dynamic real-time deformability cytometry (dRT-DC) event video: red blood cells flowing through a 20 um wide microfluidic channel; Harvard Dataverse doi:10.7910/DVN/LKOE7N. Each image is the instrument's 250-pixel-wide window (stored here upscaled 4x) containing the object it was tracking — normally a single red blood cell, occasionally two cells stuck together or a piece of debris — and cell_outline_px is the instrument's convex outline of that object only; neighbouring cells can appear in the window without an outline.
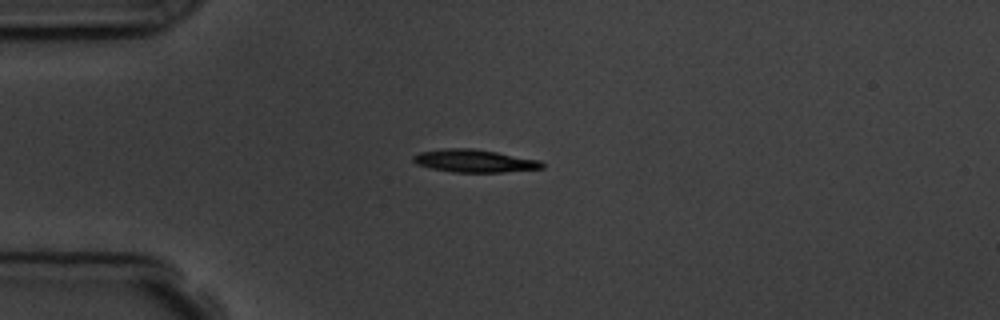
{"species": "common noctule bat (a hibernating species)", "species_latin": "Nyctalus noctula", "temperature_condition": "room temperature", "stored_images_in_passage": 9, "camera_frame_rate_fps": 3000, "um_per_image_px": 0.085, "animal": {"sex": "male", "body_mass_g": 19.5, "forearm_length_mm": 54.6}, "frame": {"image": 1, "passage_image": 3, "time_ms": 2.333, "image_size_px": [1000, 320], "cell_outline_px": [[544, 168], [504, 172], [452, 172], [432, 168], [416, 164], [412, 160], [412, 156], [420, 152], [444, 148], [472, 148], [496, 152], [540, 160], [544, 164]], "centroid_in_image_um": [40.31, 13.67], "position_along_channel_um": 44.7, "area_um2": 17.05}}
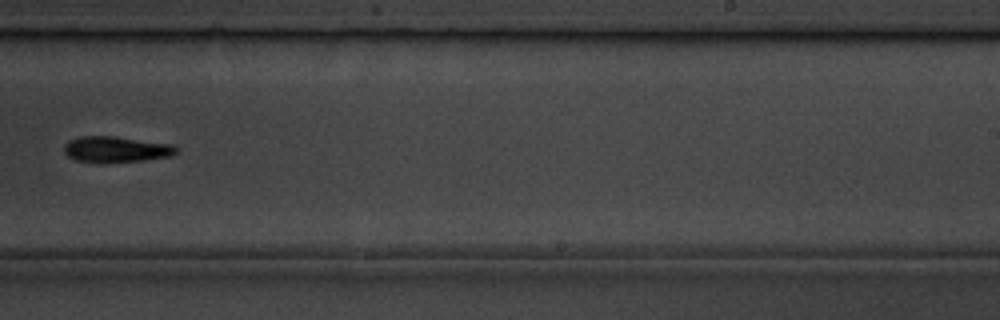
{"frame": {"image": 2, "passage_image": 9, "time_ms": 9.0, "image_size_px": [1000, 320], "cell_outline_px": [[180, 148], [172, 156], [144, 160], [104, 164], [100, 164], [76, 160], [68, 156], [64, 152], [64, 144], [68, 140], [80, 136], [112, 136], [172, 144]], "centroid_in_image_um": [9.85, 12.71], "position_along_channel_um": 279.2, "area_um2": 17.34}}